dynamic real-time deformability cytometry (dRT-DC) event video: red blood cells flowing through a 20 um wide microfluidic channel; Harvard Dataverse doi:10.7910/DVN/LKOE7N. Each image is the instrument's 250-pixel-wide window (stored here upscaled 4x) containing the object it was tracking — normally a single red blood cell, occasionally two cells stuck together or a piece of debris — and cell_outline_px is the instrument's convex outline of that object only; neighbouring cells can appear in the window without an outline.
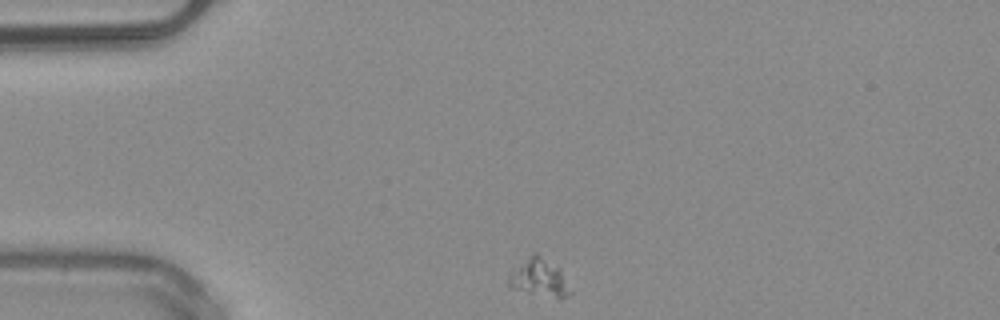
{"species": "common noctule bat (a hibernating species)", "species_latin": "Nyctalus noctula", "temperature_condition": "warm", "stored_images_in_passage": 42, "camera_frame_rate_fps": 3000, "um_per_image_px": 0.085, "animal": {"sex": "male", "body_mass_g": 20.4}, "frame": {"image": 1, "passage_image": 1, "time_ms": 0.0, "image_size_px": [1000, 320], "cell_outline_px": [[572, 292], [568, 296], [560, 300], [512, 288], [508, 284], [508, 272], [512, 268], [532, 252], [536, 252], [560, 268]], "centroid_in_image_um": [45.82, 23.6], "position_along_channel_um": 39.2, "area_um2": 13.93}}
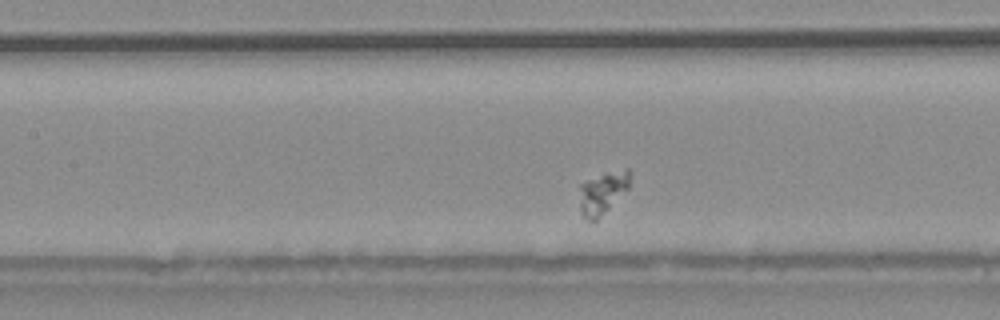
{"frame": {"image": 2, "passage_image": 13, "time_ms": 4.0, "image_size_px": [1000, 320], "cell_outline_px": [[632, 172], [628, 188], [596, 220], [588, 220], [580, 212], [580, 184], [604, 172], [628, 168]], "centroid_in_image_um": [51.24, 16.33], "position_along_channel_um": 156.2, "area_um2": 12.31}}
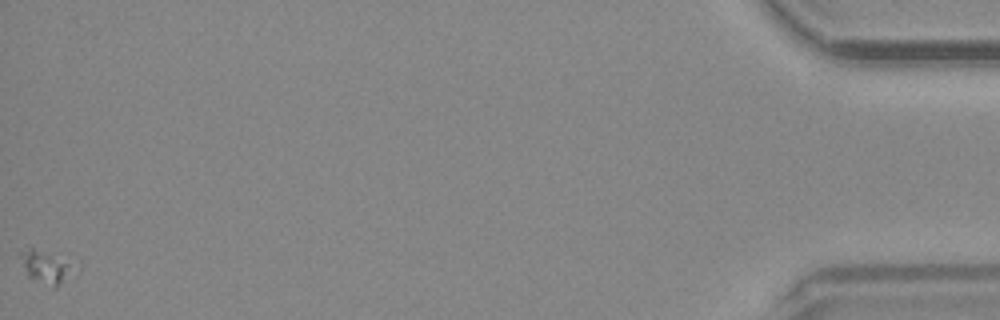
{"frame": {"image": 3, "passage_image": 42, "time_ms": 13.667, "image_size_px": [1000, 320], "cell_outline_px": [[80, 272], [76, 276], [56, 288], [52, 288], [28, 276], [20, 256], [28, 248], [32, 248], [80, 260]], "centroid_in_image_um": [4.23, 22.71], "position_along_channel_um": 431.0, "area_um2": 11.44}}